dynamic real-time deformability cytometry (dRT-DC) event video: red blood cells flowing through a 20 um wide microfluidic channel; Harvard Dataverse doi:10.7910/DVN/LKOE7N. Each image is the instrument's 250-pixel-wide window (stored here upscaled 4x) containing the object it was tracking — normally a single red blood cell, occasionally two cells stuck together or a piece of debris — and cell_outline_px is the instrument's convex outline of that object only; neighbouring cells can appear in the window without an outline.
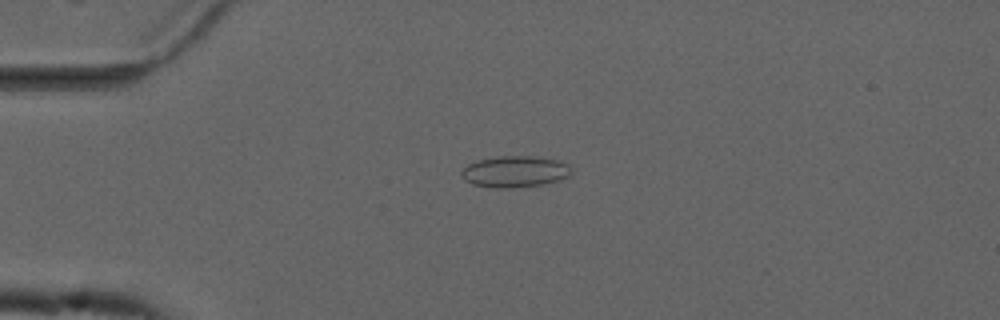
{"species": "common noctule bat (a hibernating species)", "species_latin": "Nyctalus noctula", "temperature_condition": "cold", "stored_images_in_passage": 55, "camera_frame_rate_fps": 3000, "um_per_image_px": 0.085, "animal": {"sex": "male", "forearm_length_mm": 52.5}, "frame": {"image": 1, "passage_image": 14, "time_ms": 4.333, "image_size_px": [1000, 320], "cell_outline_px": [[572, 172], [568, 176], [560, 180], [540, 184], [512, 188], [496, 188], [472, 184], [464, 180], [460, 172], [468, 164], [476, 160], [496, 156], [536, 156], [560, 160], [568, 164], [572, 168]], "centroid_in_image_um": [43.77, 14.57], "position_along_channel_um": 41.2, "area_um2": 20.29}}
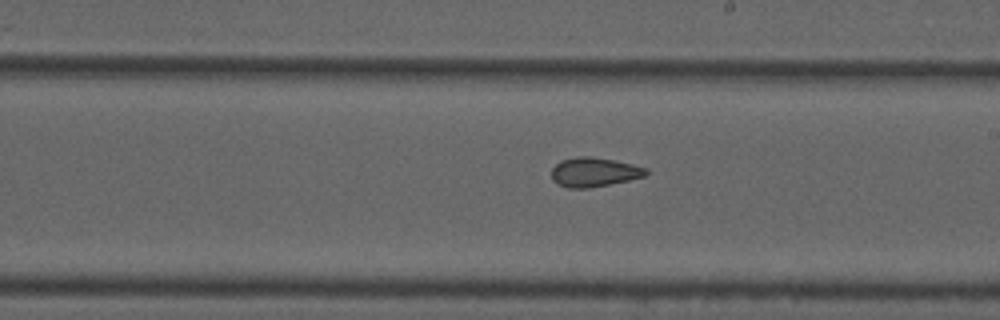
{"frame": {"image": 2, "passage_image": 32, "time_ms": 10.333, "image_size_px": [1000, 320], "cell_outline_px": [[648, 172], [644, 176], [628, 180], [588, 188], [568, 188], [552, 180], [552, 168], [560, 160], [576, 156], [592, 156], [632, 164], [648, 168]], "centroid_in_image_um": [50.48, 14.61], "position_along_channel_um": 238.5, "area_um2": 16.01}}
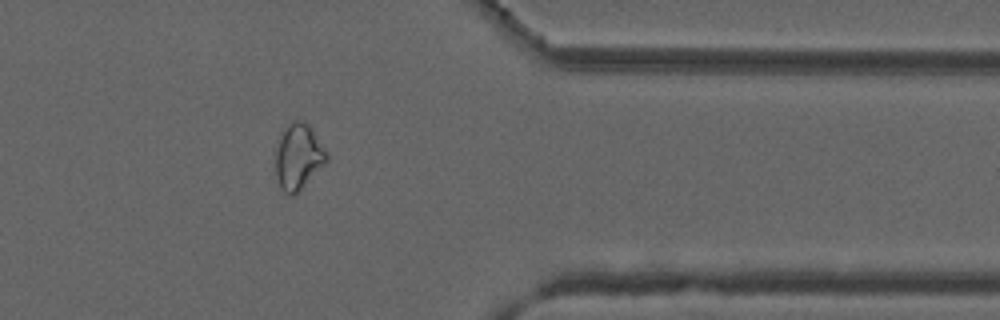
{"frame": {"image": 3, "passage_image": 45, "time_ms": 14.667, "image_size_px": [1000, 320], "cell_outline_px": [[328, 160], [292, 196], [284, 192], [276, 176], [276, 148], [280, 132], [292, 120], [304, 120], [308, 124], [328, 152]], "centroid_in_image_um": [25.35, 13.25], "position_along_channel_um": 386.1, "area_um2": 19.31}, "authors_computed_cell_mechanics": {"area_um2": 18.5538, "velocity_mm_per_s": 3.7337, "shape_relaxation_time_tau1_ms": null, "shape_relaxation_time_tau2_ms": 1.6321, "deformation_change_tau1": null, "deformation_change_tau2": 0.0744}}